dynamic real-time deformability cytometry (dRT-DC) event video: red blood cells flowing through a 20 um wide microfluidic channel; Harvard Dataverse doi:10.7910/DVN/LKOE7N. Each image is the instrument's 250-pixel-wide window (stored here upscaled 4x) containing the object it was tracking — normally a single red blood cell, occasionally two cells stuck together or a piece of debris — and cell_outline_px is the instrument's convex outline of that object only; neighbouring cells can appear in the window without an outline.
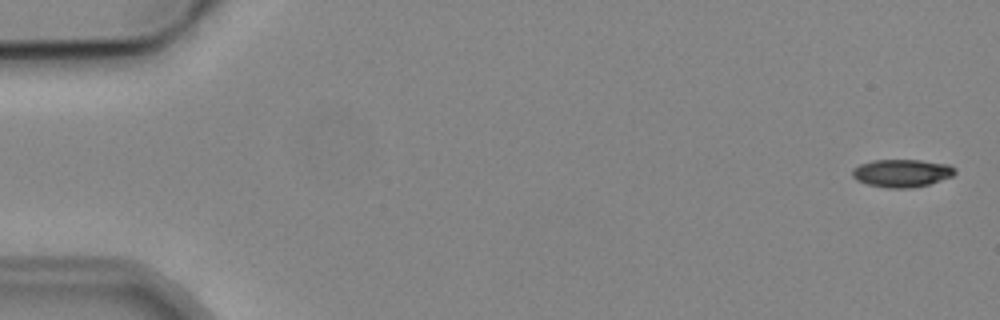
{"species": "common noctule bat (a hibernating species)", "species_latin": "Nyctalus noctula", "temperature_condition": "cold", "stored_images_in_passage": 5, "camera_frame_rate_fps": 3000, "um_per_image_px": 0.085, "animal": {"sex": "male", "body_mass_g": 19.2, "forearm_length_mm": 51.8}, "frame": {"image": 1, "passage_image": 1, "time_ms": 0.0, "image_size_px": [1000, 320], "cell_outline_px": [[956, 172], [952, 176], [928, 184], [912, 188], [888, 188], [868, 184], [856, 180], [852, 176], [852, 168], [860, 164], [872, 160], [920, 160], [948, 164], [956, 168]], "centroid_in_image_um": [76.64, 14.71], "position_along_channel_um": 8.4, "area_um2": 16.65}}
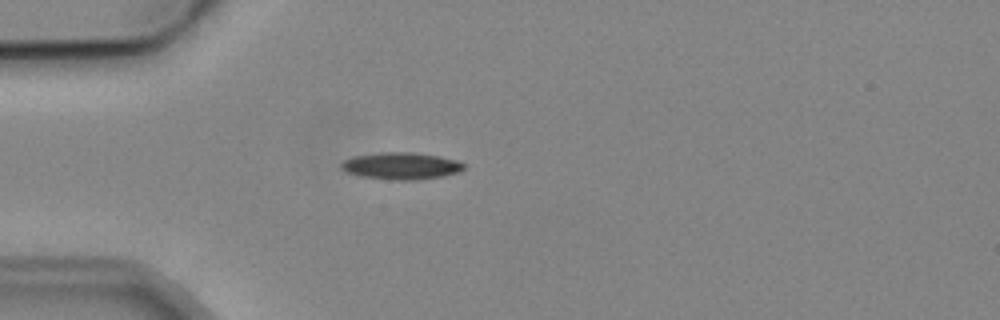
{"frame": {"image": 2, "passage_image": 5, "time_ms": 4.667, "image_size_px": [1000, 320], "cell_outline_px": [[464, 168], [460, 172], [444, 176], [416, 180], [388, 180], [360, 176], [344, 172], [340, 168], [340, 164], [344, 160], [352, 156], [380, 152], [412, 152], [436, 156], [456, 160], [464, 164]], "centroid_in_image_um": [34.04, 14.11], "position_along_channel_um": 51.0, "area_um2": 19.48}}